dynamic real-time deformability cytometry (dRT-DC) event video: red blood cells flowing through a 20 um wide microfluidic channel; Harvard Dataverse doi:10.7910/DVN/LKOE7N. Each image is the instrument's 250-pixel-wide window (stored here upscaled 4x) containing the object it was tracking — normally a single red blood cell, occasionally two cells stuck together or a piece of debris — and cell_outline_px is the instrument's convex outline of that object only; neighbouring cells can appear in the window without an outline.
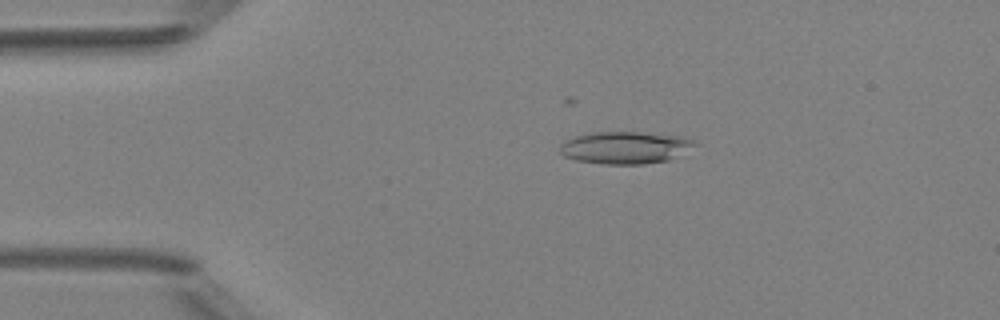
{"species": "Egyptian fruit bat (a non-hibernating species)", "species_latin": "Rousettus aegyptiacus", "temperature_condition": "room temperature", "stored_images_in_passage": 3, "camera_frame_rate_fps": 3000, "um_per_image_px": 0.085, "animal": {"sex": "female"}, "frame": {"image": 1, "passage_image": 2, "time_ms": 1.0, "image_size_px": [1000, 320], "cell_outline_px": [[700, 144], [668, 160], [644, 164], [604, 164], [576, 160], [564, 156], [560, 152], [560, 144], [564, 140], [576, 136], [592, 132], [640, 132], [680, 136], [696, 140]], "centroid_in_image_um": [53.15, 12.54], "position_along_channel_um": 31.9, "area_um2": 25.43}}